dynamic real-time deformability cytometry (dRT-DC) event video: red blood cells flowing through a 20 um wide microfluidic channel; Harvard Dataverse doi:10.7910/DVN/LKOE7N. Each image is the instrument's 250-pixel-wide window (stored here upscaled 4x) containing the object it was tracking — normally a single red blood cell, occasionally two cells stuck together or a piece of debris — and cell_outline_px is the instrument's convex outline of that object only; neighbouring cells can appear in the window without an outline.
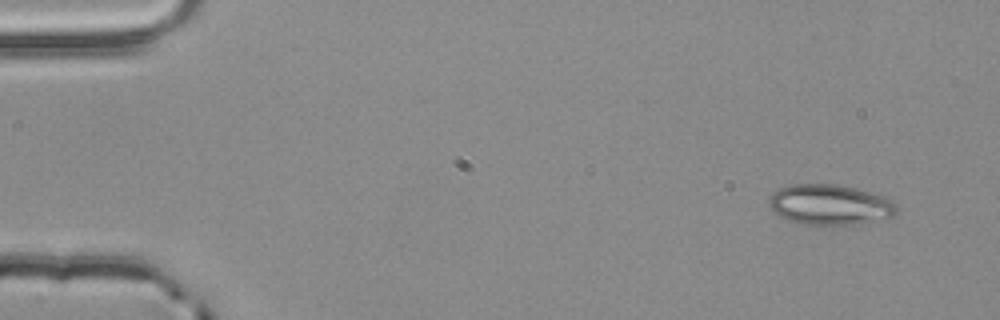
{"species": "common noctule bat (a hibernating species)", "species_latin": "Nyctalus noctula", "temperature_condition": "room temperature", "stored_images_in_passage": 3, "camera_frame_rate_fps": 3000, "um_per_image_px": 0.085, "animal": {"sex": "male", "body_mass_g": 20.4}, "frame": {"image": 1, "passage_image": 1, "time_ms": 0.0, "image_size_px": [1000, 320], "cell_outline_px": [[896, 212], [892, 216], [852, 224], [804, 224], [788, 220], [780, 216], [768, 204], [768, 196], [772, 192], [780, 188], [792, 184], [840, 184], [884, 196], [892, 200], [896, 204]], "centroid_in_image_um": [70.5, 17.37], "position_along_channel_um": 14.5, "area_um2": 29.71}}